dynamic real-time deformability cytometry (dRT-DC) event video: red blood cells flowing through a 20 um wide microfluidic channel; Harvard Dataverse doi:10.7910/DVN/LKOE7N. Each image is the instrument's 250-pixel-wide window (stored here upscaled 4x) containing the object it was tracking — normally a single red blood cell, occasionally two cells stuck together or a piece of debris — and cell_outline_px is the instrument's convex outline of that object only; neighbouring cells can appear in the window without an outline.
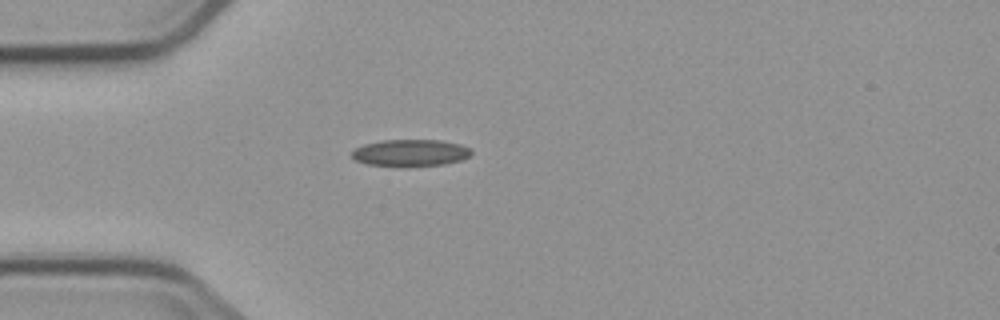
{"species": "common noctule bat (a hibernating species)", "species_latin": "Nyctalus noctula", "temperature_condition": "cold", "stored_images_in_passage": 1, "camera_frame_rate_fps": 3000, "um_per_image_px": 0.085, "animal": {"sex": "male", "body_mass_g": 23.1, "forearm_length_mm": 52.7}, "frame": {"image": 1, "passage_image": 1, "time_ms": 0.0, "image_size_px": [1000, 320], "cell_outline_px": [[472, 152], [468, 156], [460, 160], [444, 164], [408, 168], [400, 168], [368, 164], [356, 160], [352, 156], [352, 152], [356, 148], [364, 144], [380, 140], [440, 140], [460, 144], [468, 148]], "centroid_in_image_um": [34.86, 13.01], "position_along_channel_um": 50.1, "area_um2": 19.02}}